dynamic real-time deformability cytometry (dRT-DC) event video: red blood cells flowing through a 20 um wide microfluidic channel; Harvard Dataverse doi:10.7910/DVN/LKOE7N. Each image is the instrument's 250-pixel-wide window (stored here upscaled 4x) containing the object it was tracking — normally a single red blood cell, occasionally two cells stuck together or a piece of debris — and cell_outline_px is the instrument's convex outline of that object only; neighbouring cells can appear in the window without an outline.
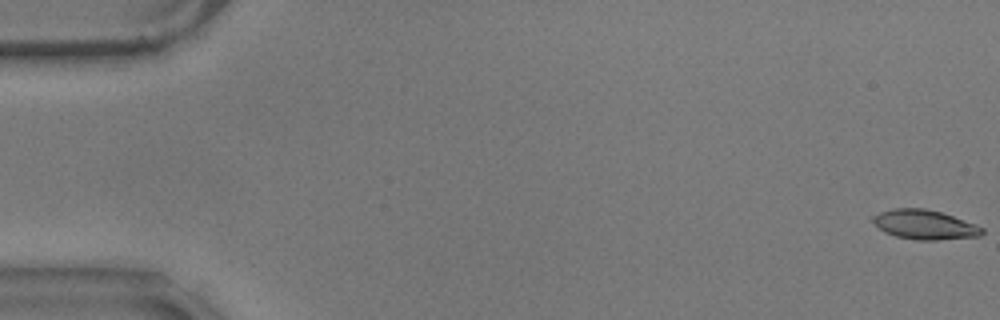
{"species": "common noctule bat (a hibernating species)", "species_latin": "Nyctalus noctula", "temperature_condition": "warm", "stored_images_in_passage": 20, "camera_frame_rate_fps": 3000, "um_per_image_px": 0.085, "animal": {"sex": "male", "body_mass_g": 17.9}, "frame": {"image": 1, "passage_image": 1, "time_ms": 0.0, "image_size_px": [1000, 320], "cell_outline_px": [[984, 232], [980, 236], [936, 240], [916, 240], [896, 236], [884, 232], [872, 220], [872, 216], [880, 212], [892, 208], [924, 208], [940, 212], [976, 224], [984, 228]], "centroid_in_image_um": [78.6, 19.09], "position_along_channel_um": 6.4, "area_um2": 18.67}}
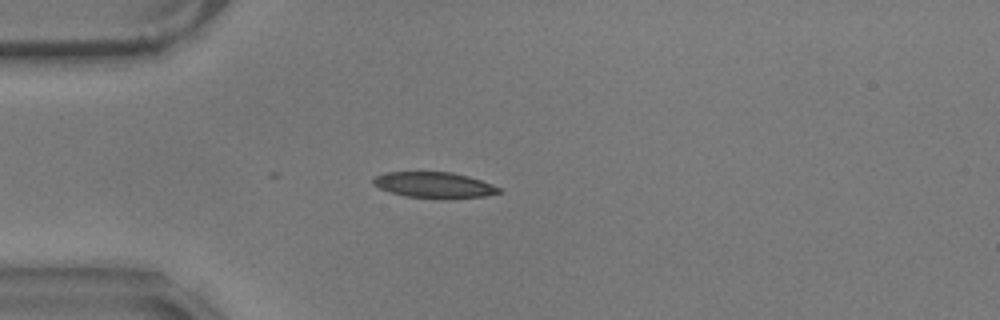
{"frame": {"image": 2, "passage_image": 16, "time_ms": 5.0, "image_size_px": [1000, 320], "cell_outline_px": [[504, 192], [484, 196], [444, 200], [440, 200], [404, 196], [380, 188], [372, 184], [372, 180], [376, 176], [388, 172], [452, 172], [468, 176], [492, 184], [500, 188]], "centroid_in_image_um": [36.94, 15.75], "position_along_channel_um": 48.1, "area_um2": 19.25}}